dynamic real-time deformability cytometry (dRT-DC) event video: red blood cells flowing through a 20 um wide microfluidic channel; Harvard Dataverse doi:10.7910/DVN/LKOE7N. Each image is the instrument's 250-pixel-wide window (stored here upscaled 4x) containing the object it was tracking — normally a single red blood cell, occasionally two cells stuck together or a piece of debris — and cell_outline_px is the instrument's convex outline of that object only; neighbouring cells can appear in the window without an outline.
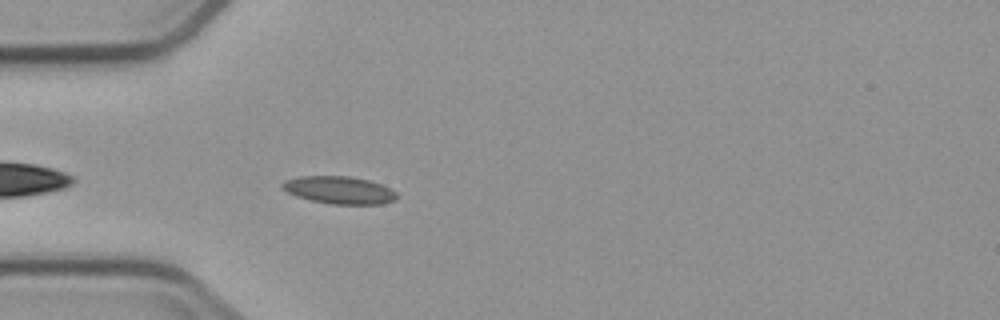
{"species": "common noctule bat (a hibernating species)", "species_latin": "Nyctalus noctula", "temperature_condition": "cold", "stored_images_in_passage": 4, "camera_frame_rate_fps": 3000, "um_per_image_px": 0.085, "animal": {"sex": "male", "body_mass_g": 23.1, "forearm_length_mm": 52.7}, "frame": {"image": 1, "passage_image": 4, "time_ms": 4.667, "image_size_px": [1000, 320], "cell_outline_px": [[396, 200], [384, 204], [332, 204], [312, 200], [296, 196], [280, 188], [280, 184], [284, 180], [300, 176], [348, 176], [368, 180], [380, 184], [396, 192]], "centroid_in_image_um": [28.8, 16.15], "position_along_channel_um": 56.2, "area_um2": 18.32}}